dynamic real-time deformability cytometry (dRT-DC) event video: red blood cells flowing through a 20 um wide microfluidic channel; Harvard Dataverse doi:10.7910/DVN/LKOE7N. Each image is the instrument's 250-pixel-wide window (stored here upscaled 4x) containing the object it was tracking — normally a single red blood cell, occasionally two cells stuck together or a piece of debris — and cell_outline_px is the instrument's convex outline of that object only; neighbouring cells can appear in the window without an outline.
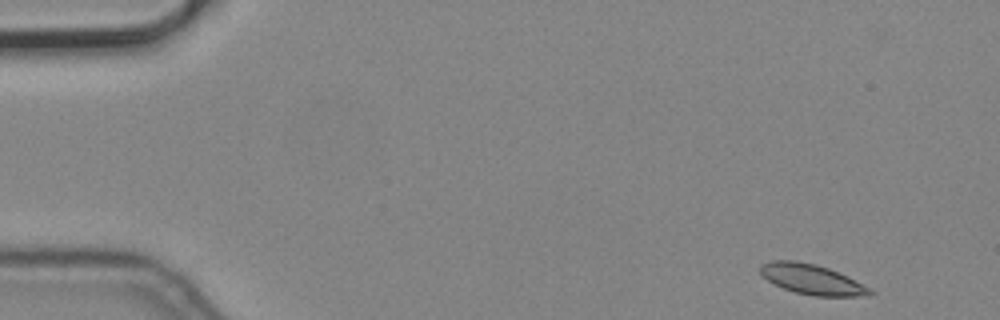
{"species": "common noctule bat (a hibernating species)", "species_latin": "Nyctalus noctula", "temperature_condition": "cold", "stored_images_in_passage": 5, "camera_frame_rate_fps": 3000, "um_per_image_px": 0.085, "animal": {"sex": "male", "body_mass_g": 19.2, "forearm_length_mm": 51.8}, "frame": {"image": 1, "passage_image": 1, "time_ms": 0.0, "image_size_px": [1000, 320], "cell_outline_px": [[876, 292], [872, 296], [816, 296], [796, 292], [784, 288], [768, 280], [760, 272], [760, 264], [772, 260], [796, 260], [816, 264], [828, 268], [848, 276], [872, 288]], "centroid_in_image_um": [69.08, 23.74], "position_along_channel_um": 15.9, "area_um2": 19.36}}
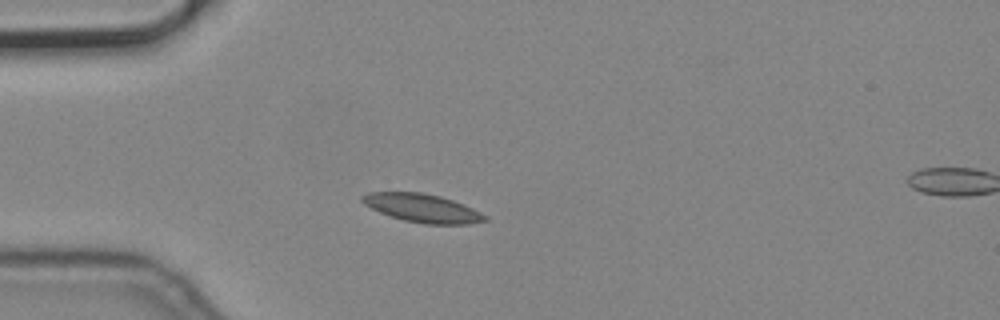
{"frame": {"image": 2, "passage_image": 4, "time_ms": 1.0, "image_size_px": [1000, 320], "cell_outline_px": [[488, 220], [468, 224], [424, 224], [404, 220], [380, 212], [364, 204], [360, 200], [360, 196], [368, 192], [420, 192], [440, 196], [464, 204], [488, 216]], "centroid_in_image_um": [35.9, 17.68], "position_along_channel_um": 49.1, "area_um2": 20.23}}